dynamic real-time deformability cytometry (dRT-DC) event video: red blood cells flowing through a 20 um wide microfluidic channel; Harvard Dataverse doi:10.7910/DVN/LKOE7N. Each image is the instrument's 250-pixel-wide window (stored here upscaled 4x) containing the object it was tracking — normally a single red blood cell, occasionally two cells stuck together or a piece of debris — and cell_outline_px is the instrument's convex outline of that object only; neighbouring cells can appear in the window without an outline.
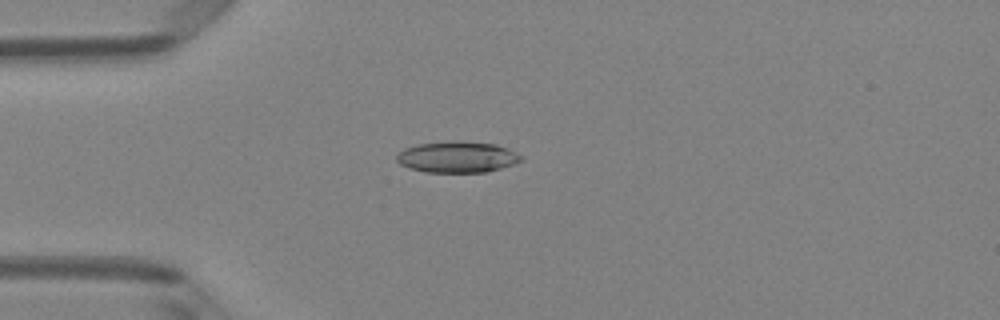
{"species": "Egyptian fruit bat (a non-hibernating species)", "species_latin": "Rousettus aegyptiacus", "temperature_condition": "room temperature", "stored_images_in_passage": 49, "camera_frame_rate_fps": 3000, "um_per_image_px": 0.085, "animal": {"sex": "female"}, "frame": {"image": 1, "passage_image": 12, "time_ms": 3.667, "image_size_px": [1000, 320], "cell_outline_px": [[524, 160], [488, 172], [424, 172], [408, 168], [400, 164], [396, 160], [396, 156], [404, 148], [416, 144], [496, 144], [508, 148], [524, 156]], "centroid_in_image_um": [38.88, 13.4], "position_along_channel_um": 46.1, "area_um2": 21.73}}
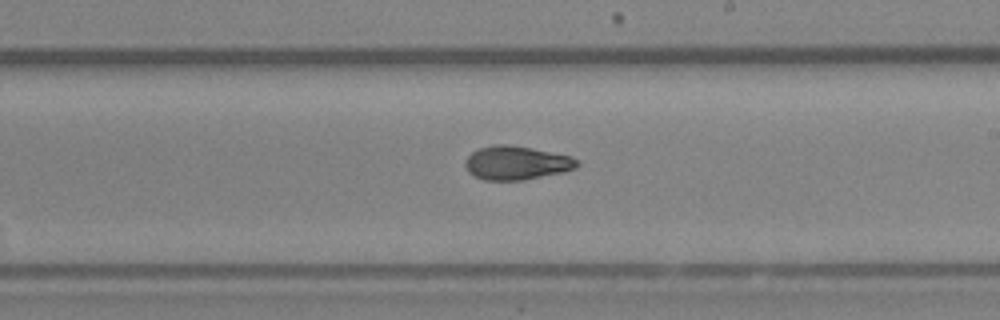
{"frame": {"image": 2, "passage_image": 28, "time_ms": 9.0, "image_size_px": [1000, 320], "cell_outline_px": [[580, 164], [576, 168], [564, 172], [524, 180], [484, 180], [468, 172], [464, 164], [464, 160], [472, 152], [480, 148], [496, 144], [508, 144], [532, 148], [572, 156]], "centroid_in_image_um": [43.9, 13.84], "position_along_channel_um": 245.1, "area_um2": 22.08}}
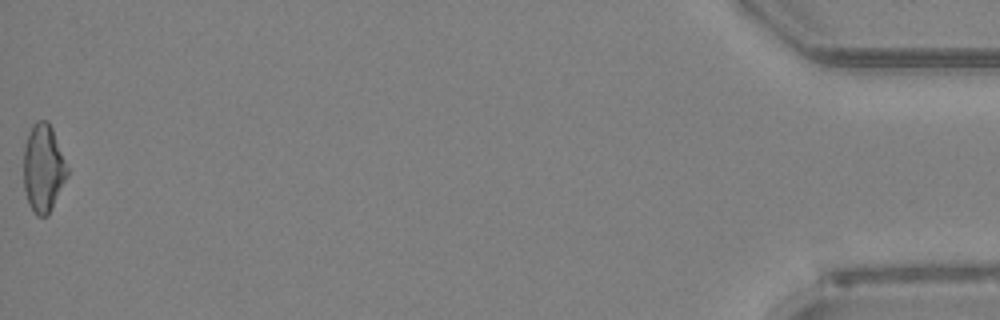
{"frame": {"image": 3, "passage_image": 49, "time_ms": 16.0, "image_size_px": [1000, 320], "cell_outline_px": [[68, 176], [48, 216], [36, 216], [28, 204], [24, 188], [24, 144], [32, 124], [36, 120], [48, 120], [52, 128], [68, 168]], "centroid_in_image_um": [3.67, 14.3], "position_along_channel_um": 431.5, "area_um2": 22.48}, "authors_computed_cell_mechanics": {"area_um2": 22.0218, "velocity_mm_per_s": 4.0572, "shape_relaxation_time_tau1_ms": 3.9305, "shape_relaxation_time_tau2_ms": 6.1264, "deformation_change_tau1": 0.1392, "deformation_change_tau2": 0.1292}}